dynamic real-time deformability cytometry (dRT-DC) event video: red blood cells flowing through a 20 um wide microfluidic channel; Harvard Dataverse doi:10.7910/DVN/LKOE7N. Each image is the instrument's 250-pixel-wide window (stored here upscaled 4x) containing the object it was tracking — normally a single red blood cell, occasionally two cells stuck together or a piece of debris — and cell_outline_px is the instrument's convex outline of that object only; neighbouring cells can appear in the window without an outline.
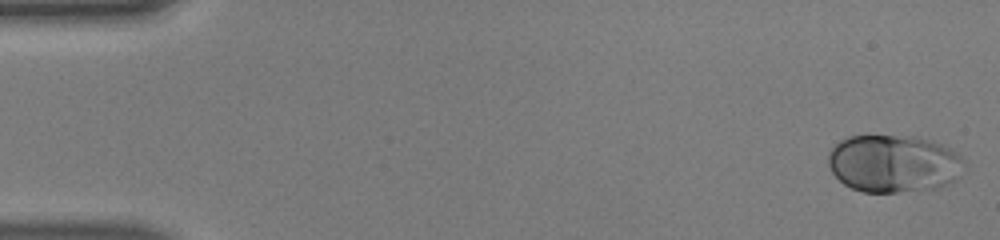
{"species": "human", "species_latin": "Homo sapiens", "temperature_condition": "warm", "stored_images_in_passage": 49, "camera_frame_rate_fps": 3000, "um_per_image_px": 0.085, "donor": {"sex": "male"}, "frame": {"image": 1, "passage_image": 1, "time_ms": 0.0, "image_size_px": [1000, 240], "cell_outline_px": [[968, 164], [960, 176], [956, 180], [936, 188], [896, 192], [864, 192], [852, 188], [844, 184], [832, 172], [828, 164], [828, 152], [840, 140], [848, 136], [916, 136], [952, 148]], "centroid_in_image_um": [75.99, 13.9], "position_along_channel_um": 9.0, "area_um2": 45.95}}
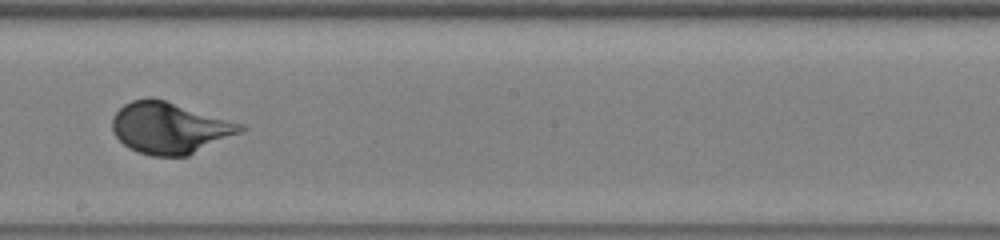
{"frame": {"image": 2, "passage_image": 28, "time_ms": 9.0, "image_size_px": [1000, 240], "cell_outline_px": [[248, 128], [240, 132], [188, 156], [152, 156], [128, 148], [112, 132], [112, 116], [124, 104], [132, 100], [148, 96], [152, 96], [244, 124]], "centroid_in_image_um": [14.4, 10.85], "position_along_channel_um": 233.8, "area_um2": 38.44}}
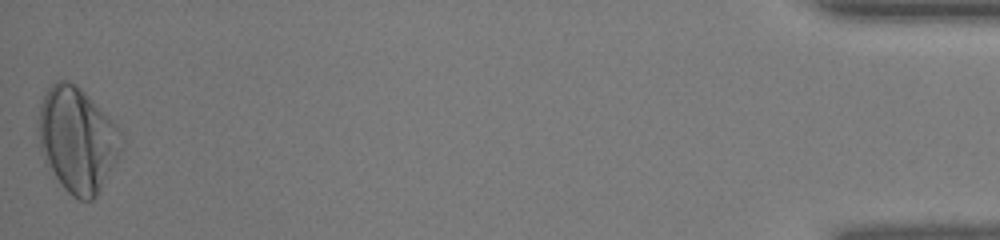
{"frame": {"image": 3, "passage_image": 49, "time_ms": 16.0, "image_size_px": [1000, 240], "cell_outline_px": [[124, 140], [120, 156], [96, 196], [92, 200], [80, 200], [72, 196], [64, 188], [44, 160], [40, 148], [40, 104], [48, 88], [56, 80], [68, 80], [80, 88], [112, 120], [124, 136]], "centroid_in_image_um": [6.61, 11.88], "position_along_channel_um": 428.6, "area_um2": 50.23}, "authors_computed_cell_mechanics": {"area_um2": 39.4774, "velocity_mm_per_s": 4.1264, "shape_relaxation_time_tau1_ms": 2.1365, "shape_relaxation_time_tau2_ms": null, "deformation_change_tau1": 0.1548, "deformation_change_tau2": null}}